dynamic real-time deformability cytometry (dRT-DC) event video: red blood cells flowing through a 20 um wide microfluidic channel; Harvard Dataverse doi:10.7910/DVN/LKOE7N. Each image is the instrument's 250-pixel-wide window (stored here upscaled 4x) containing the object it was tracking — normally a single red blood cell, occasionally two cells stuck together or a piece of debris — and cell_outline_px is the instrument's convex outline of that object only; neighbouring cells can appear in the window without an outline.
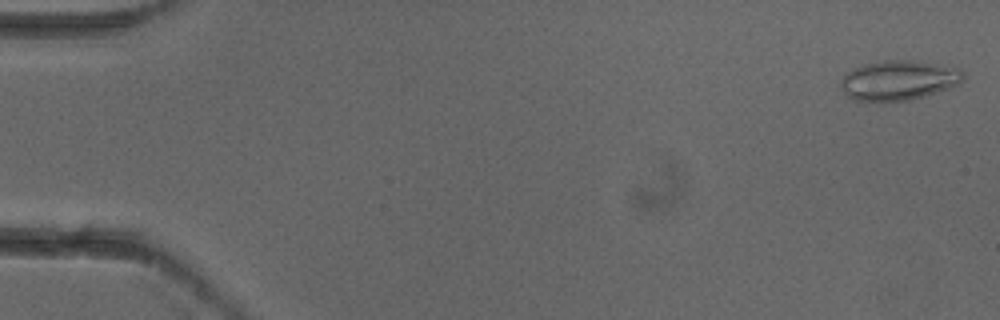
{"species": "common noctule bat (a hibernating species)", "species_latin": "Nyctalus noctula", "temperature_condition": "cold", "stored_images_in_passage": 5, "camera_frame_rate_fps": 3000, "um_per_image_px": 0.085, "animal": {"sex": "female"}, "frame": {"image": 1, "passage_image": 1, "time_ms": 0.0, "image_size_px": [1000, 320], "cell_outline_px": [[964, 76], [956, 84], [948, 88], [924, 96], [908, 100], [852, 100], [840, 88], [840, 80], [848, 72], [864, 64], [884, 60], [916, 60], [956, 68], [964, 72]], "centroid_in_image_um": [76.35, 6.81], "position_along_channel_um": 8.7, "area_um2": 27.86}}